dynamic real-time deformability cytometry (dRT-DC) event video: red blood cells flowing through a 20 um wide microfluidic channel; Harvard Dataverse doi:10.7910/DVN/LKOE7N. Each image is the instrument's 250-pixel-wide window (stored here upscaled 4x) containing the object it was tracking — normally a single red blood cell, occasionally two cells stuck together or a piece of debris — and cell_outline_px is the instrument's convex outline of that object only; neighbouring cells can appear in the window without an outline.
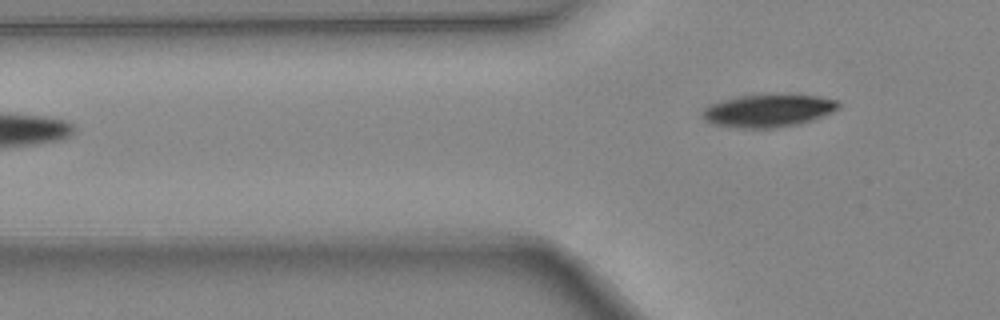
{"species": "common noctule bat (a hibernating species)", "species_latin": "Nyctalus noctula", "temperature_condition": "warm", "stored_images_in_passage": 5, "camera_frame_rate_fps": 3000, "um_per_image_px": 0.085, "animal": {"sex": "female", "body_mass_g": 24.6, "forearm_length_mm": 56.2}, "frame": {"image": 1, "passage_image": 5, "time_ms": 1.333, "image_size_px": [1000, 320], "cell_outline_px": [[840, 108], [832, 112], [812, 120], [800, 124], [776, 128], [744, 128], [716, 124], [708, 120], [704, 116], [704, 112], [712, 104], [744, 96], [772, 92], [788, 92], [816, 96], [836, 100], [840, 104]], "centroid_in_image_um": [65.46, 9.37], "position_along_channel_um": 60.3, "area_um2": 25.95}}